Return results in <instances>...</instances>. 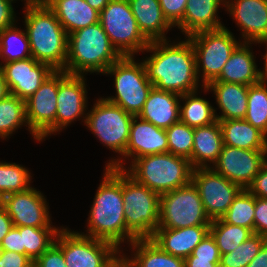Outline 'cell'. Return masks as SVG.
<instances>
[{
    "label": "cell",
    "mask_w": 267,
    "mask_h": 267,
    "mask_svg": "<svg viewBox=\"0 0 267 267\" xmlns=\"http://www.w3.org/2000/svg\"><path fill=\"white\" fill-rule=\"evenodd\" d=\"M31 56L30 43L25 30L12 25L0 31V59L5 63Z\"/></svg>",
    "instance_id": "1f68e13d"
},
{
    "label": "cell",
    "mask_w": 267,
    "mask_h": 267,
    "mask_svg": "<svg viewBox=\"0 0 267 267\" xmlns=\"http://www.w3.org/2000/svg\"><path fill=\"white\" fill-rule=\"evenodd\" d=\"M245 120L267 136V86L262 83L250 85Z\"/></svg>",
    "instance_id": "8d00e7d4"
},
{
    "label": "cell",
    "mask_w": 267,
    "mask_h": 267,
    "mask_svg": "<svg viewBox=\"0 0 267 267\" xmlns=\"http://www.w3.org/2000/svg\"><path fill=\"white\" fill-rule=\"evenodd\" d=\"M112 267H130L128 265V263L122 258L120 257Z\"/></svg>",
    "instance_id": "9f6ffc18"
},
{
    "label": "cell",
    "mask_w": 267,
    "mask_h": 267,
    "mask_svg": "<svg viewBox=\"0 0 267 267\" xmlns=\"http://www.w3.org/2000/svg\"><path fill=\"white\" fill-rule=\"evenodd\" d=\"M191 255L204 259H220L221 257L218 246L210 233L194 248Z\"/></svg>",
    "instance_id": "7bdbcfd3"
},
{
    "label": "cell",
    "mask_w": 267,
    "mask_h": 267,
    "mask_svg": "<svg viewBox=\"0 0 267 267\" xmlns=\"http://www.w3.org/2000/svg\"><path fill=\"white\" fill-rule=\"evenodd\" d=\"M267 242V237L254 233L237 248L220 257L219 267H246Z\"/></svg>",
    "instance_id": "f35d334b"
},
{
    "label": "cell",
    "mask_w": 267,
    "mask_h": 267,
    "mask_svg": "<svg viewBox=\"0 0 267 267\" xmlns=\"http://www.w3.org/2000/svg\"><path fill=\"white\" fill-rule=\"evenodd\" d=\"M254 233L267 237V199L255 197Z\"/></svg>",
    "instance_id": "ee69618b"
},
{
    "label": "cell",
    "mask_w": 267,
    "mask_h": 267,
    "mask_svg": "<svg viewBox=\"0 0 267 267\" xmlns=\"http://www.w3.org/2000/svg\"><path fill=\"white\" fill-rule=\"evenodd\" d=\"M223 146L219 121L194 128L192 156L189 159L193 168H207L214 164ZM209 164H208V163Z\"/></svg>",
    "instance_id": "4316f807"
},
{
    "label": "cell",
    "mask_w": 267,
    "mask_h": 267,
    "mask_svg": "<svg viewBox=\"0 0 267 267\" xmlns=\"http://www.w3.org/2000/svg\"><path fill=\"white\" fill-rule=\"evenodd\" d=\"M15 1V0H12ZM25 2V6H31V5H35L37 4V0H24Z\"/></svg>",
    "instance_id": "680465c9"
},
{
    "label": "cell",
    "mask_w": 267,
    "mask_h": 267,
    "mask_svg": "<svg viewBox=\"0 0 267 267\" xmlns=\"http://www.w3.org/2000/svg\"><path fill=\"white\" fill-rule=\"evenodd\" d=\"M92 8L101 12L108 4L110 0H85Z\"/></svg>",
    "instance_id": "11a10c76"
},
{
    "label": "cell",
    "mask_w": 267,
    "mask_h": 267,
    "mask_svg": "<svg viewBox=\"0 0 267 267\" xmlns=\"http://www.w3.org/2000/svg\"><path fill=\"white\" fill-rule=\"evenodd\" d=\"M226 11L242 30V42L267 40V0H225Z\"/></svg>",
    "instance_id": "d6986e66"
},
{
    "label": "cell",
    "mask_w": 267,
    "mask_h": 267,
    "mask_svg": "<svg viewBox=\"0 0 267 267\" xmlns=\"http://www.w3.org/2000/svg\"><path fill=\"white\" fill-rule=\"evenodd\" d=\"M211 221L220 219L243 188L216 173L211 167L194 168L192 181Z\"/></svg>",
    "instance_id": "4fadbf2b"
},
{
    "label": "cell",
    "mask_w": 267,
    "mask_h": 267,
    "mask_svg": "<svg viewBox=\"0 0 267 267\" xmlns=\"http://www.w3.org/2000/svg\"><path fill=\"white\" fill-rule=\"evenodd\" d=\"M223 145L245 150H267V136L245 119L218 120Z\"/></svg>",
    "instance_id": "f1b7e54d"
},
{
    "label": "cell",
    "mask_w": 267,
    "mask_h": 267,
    "mask_svg": "<svg viewBox=\"0 0 267 267\" xmlns=\"http://www.w3.org/2000/svg\"><path fill=\"white\" fill-rule=\"evenodd\" d=\"M252 43L241 42L230 55L219 77L215 81L254 85L259 83V70L255 63Z\"/></svg>",
    "instance_id": "d4e9b609"
},
{
    "label": "cell",
    "mask_w": 267,
    "mask_h": 267,
    "mask_svg": "<svg viewBox=\"0 0 267 267\" xmlns=\"http://www.w3.org/2000/svg\"><path fill=\"white\" fill-rule=\"evenodd\" d=\"M121 57L98 22L68 34L67 59L63 71L69 75L104 73Z\"/></svg>",
    "instance_id": "5b68a950"
},
{
    "label": "cell",
    "mask_w": 267,
    "mask_h": 267,
    "mask_svg": "<svg viewBox=\"0 0 267 267\" xmlns=\"http://www.w3.org/2000/svg\"><path fill=\"white\" fill-rule=\"evenodd\" d=\"M187 0H159L164 17L176 27L183 19Z\"/></svg>",
    "instance_id": "60d3db41"
},
{
    "label": "cell",
    "mask_w": 267,
    "mask_h": 267,
    "mask_svg": "<svg viewBox=\"0 0 267 267\" xmlns=\"http://www.w3.org/2000/svg\"><path fill=\"white\" fill-rule=\"evenodd\" d=\"M185 39L176 44L152 41L144 50L152 53L143 64L154 88L178 95L198 91L195 51L191 41Z\"/></svg>",
    "instance_id": "6da1fadb"
},
{
    "label": "cell",
    "mask_w": 267,
    "mask_h": 267,
    "mask_svg": "<svg viewBox=\"0 0 267 267\" xmlns=\"http://www.w3.org/2000/svg\"><path fill=\"white\" fill-rule=\"evenodd\" d=\"M103 74L114 75L115 96L105 98L127 113L138 116L149 92L154 87L147 78L143 62H135L134 56H124L112 64Z\"/></svg>",
    "instance_id": "52a82bcc"
},
{
    "label": "cell",
    "mask_w": 267,
    "mask_h": 267,
    "mask_svg": "<svg viewBox=\"0 0 267 267\" xmlns=\"http://www.w3.org/2000/svg\"><path fill=\"white\" fill-rule=\"evenodd\" d=\"M225 0H187L182 21L177 25L187 37L203 30L225 27L216 15Z\"/></svg>",
    "instance_id": "cb8c5ba5"
},
{
    "label": "cell",
    "mask_w": 267,
    "mask_h": 267,
    "mask_svg": "<svg viewBox=\"0 0 267 267\" xmlns=\"http://www.w3.org/2000/svg\"><path fill=\"white\" fill-rule=\"evenodd\" d=\"M3 203H4V196L0 193V208L3 207Z\"/></svg>",
    "instance_id": "91938a15"
},
{
    "label": "cell",
    "mask_w": 267,
    "mask_h": 267,
    "mask_svg": "<svg viewBox=\"0 0 267 267\" xmlns=\"http://www.w3.org/2000/svg\"><path fill=\"white\" fill-rule=\"evenodd\" d=\"M123 163L120 158L111 159L106 167L124 170L137 183L159 195L187 186L192 181L194 168L190 160L170 152L139 157L128 169Z\"/></svg>",
    "instance_id": "3957f363"
},
{
    "label": "cell",
    "mask_w": 267,
    "mask_h": 267,
    "mask_svg": "<svg viewBox=\"0 0 267 267\" xmlns=\"http://www.w3.org/2000/svg\"><path fill=\"white\" fill-rule=\"evenodd\" d=\"M57 94L58 71H54L25 100L28 129L36 141H42L48 135L56 133Z\"/></svg>",
    "instance_id": "5bb4252c"
},
{
    "label": "cell",
    "mask_w": 267,
    "mask_h": 267,
    "mask_svg": "<svg viewBox=\"0 0 267 267\" xmlns=\"http://www.w3.org/2000/svg\"><path fill=\"white\" fill-rule=\"evenodd\" d=\"M33 267H67L63 251L53 243L41 256L34 261Z\"/></svg>",
    "instance_id": "b9f144b4"
},
{
    "label": "cell",
    "mask_w": 267,
    "mask_h": 267,
    "mask_svg": "<svg viewBox=\"0 0 267 267\" xmlns=\"http://www.w3.org/2000/svg\"><path fill=\"white\" fill-rule=\"evenodd\" d=\"M180 98L181 95L153 87L138 117L167 129L180 121Z\"/></svg>",
    "instance_id": "7402d4cb"
},
{
    "label": "cell",
    "mask_w": 267,
    "mask_h": 267,
    "mask_svg": "<svg viewBox=\"0 0 267 267\" xmlns=\"http://www.w3.org/2000/svg\"><path fill=\"white\" fill-rule=\"evenodd\" d=\"M130 248L135 251L131 259L121 255L130 267H185V259L163 251L150 238L135 239Z\"/></svg>",
    "instance_id": "f546056e"
},
{
    "label": "cell",
    "mask_w": 267,
    "mask_h": 267,
    "mask_svg": "<svg viewBox=\"0 0 267 267\" xmlns=\"http://www.w3.org/2000/svg\"><path fill=\"white\" fill-rule=\"evenodd\" d=\"M54 243L63 251L67 267H112L122 252L111 242L64 227L58 231Z\"/></svg>",
    "instance_id": "9c48e42d"
},
{
    "label": "cell",
    "mask_w": 267,
    "mask_h": 267,
    "mask_svg": "<svg viewBox=\"0 0 267 267\" xmlns=\"http://www.w3.org/2000/svg\"><path fill=\"white\" fill-rule=\"evenodd\" d=\"M260 44H266L267 46V40L266 41H262V42H259ZM263 59L265 60L264 62V70H259V81L260 83L262 84H265L267 85V51L265 53V55L263 56Z\"/></svg>",
    "instance_id": "db71d44e"
},
{
    "label": "cell",
    "mask_w": 267,
    "mask_h": 267,
    "mask_svg": "<svg viewBox=\"0 0 267 267\" xmlns=\"http://www.w3.org/2000/svg\"><path fill=\"white\" fill-rule=\"evenodd\" d=\"M12 220L4 207L0 208V243L13 227Z\"/></svg>",
    "instance_id": "f907efd6"
},
{
    "label": "cell",
    "mask_w": 267,
    "mask_h": 267,
    "mask_svg": "<svg viewBox=\"0 0 267 267\" xmlns=\"http://www.w3.org/2000/svg\"><path fill=\"white\" fill-rule=\"evenodd\" d=\"M24 8L31 56L38 62L50 65L55 71H63L68 42L65 29L49 7L35 4Z\"/></svg>",
    "instance_id": "277c9868"
},
{
    "label": "cell",
    "mask_w": 267,
    "mask_h": 267,
    "mask_svg": "<svg viewBox=\"0 0 267 267\" xmlns=\"http://www.w3.org/2000/svg\"><path fill=\"white\" fill-rule=\"evenodd\" d=\"M266 162L267 150H245L223 145L218 160L210 167L247 189Z\"/></svg>",
    "instance_id": "9a60e30c"
},
{
    "label": "cell",
    "mask_w": 267,
    "mask_h": 267,
    "mask_svg": "<svg viewBox=\"0 0 267 267\" xmlns=\"http://www.w3.org/2000/svg\"><path fill=\"white\" fill-rule=\"evenodd\" d=\"M210 225L180 229L157 228L150 238L163 251L185 259L209 233Z\"/></svg>",
    "instance_id": "44dd1931"
},
{
    "label": "cell",
    "mask_w": 267,
    "mask_h": 267,
    "mask_svg": "<svg viewBox=\"0 0 267 267\" xmlns=\"http://www.w3.org/2000/svg\"><path fill=\"white\" fill-rule=\"evenodd\" d=\"M99 22L122 57L144 52L150 43L140 32L128 0H110Z\"/></svg>",
    "instance_id": "30bf717a"
},
{
    "label": "cell",
    "mask_w": 267,
    "mask_h": 267,
    "mask_svg": "<svg viewBox=\"0 0 267 267\" xmlns=\"http://www.w3.org/2000/svg\"><path fill=\"white\" fill-rule=\"evenodd\" d=\"M123 204L122 170L106 167L89 212L87 234H81L111 242L120 249L126 241Z\"/></svg>",
    "instance_id": "7a4b0ae2"
},
{
    "label": "cell",
    "mask_w": 267,
    "mask_h": 267,
    "mask_svg": "<svg viewBox=\"0 0 267 267\" xmlns=\"http://www.w3.org/2000/svg\"><path fill=\"white\" fill-rule=\"evenodd\" d=\"M255 196L243 189L221 219L231 225L249 228L254 232Z\"/></svg>",
    "instance_id": "d590c367"
},
{
    "label": "cell",
    "mask_w": 267,
    "mask_h": 267,
    "mask_svg": "<svg viewBox=\"0 0 267 267\" xmlns=\"http://www.w3.org/2000/svg\"><path fill=\"white\" fill-rule=\"evenodd\" d=\"M12 2V0H0V31L16 22Z\"/></svg>",
    "instance_id": "c3c4849f"
},
{
    "label": "cell",
    "mask_w": 267,
    "mask_h": 267,
    "mask_svg": "<svg viewBox=\"0 0 267 267\" xmlns=\"http://www.w3.org/2000/svg\"><path fill=\"white\" fill-rule=\"evenodd\" d=\"M168 152V139L165 129L134 116L129 133L125 158L131 163L142 156Z\"/></svg>",
    "instance_id": "ffe728a7"
},
{
    "label": "cell",
    "mask_w": 267,
    "mask_h": 267,
    "mask_svg": "<svg viewBox=\"0 0 267 267\" xmlns=\"http://www.w3.org/2000/svg\"><path fill=\"white\" fill-rule=\"evenodd\" d=\"M10 94L3 72L0 69V100L6 98Z\"/></svg>",
    "instance_id": "f5cc1de1"
},
{
    "label": "cell",
    "mask_w": 267,
    "mask_h": 267,
    "mask_svg": "<svg viewBox=\"0 0 267 267\" xmlns=\"http://www.w3.org/2000/svg\"><path fill=\"white\" fill-rule=\"evenodd\" d=\"M199 192L191 182L187 186L160 195L159 227L180 229L210 225Z\"/></svg>",
    "instance_id": "7c38bea8"
},
{
    "label": "cell",
    "mask_w": 267,
    "mask_h": 267,
    "mask_svg": "<svg viewBox=\"0 0 267 267\" xmlns=\"http://www.w3.org/2000/svg\"><path fill=\"white\" fill-rule=\"evenodd\" d=\"M193 45L196 56V73L202 75V87L215 81L232 52L241 43L226 27L216 30H203L187 36ZM200 71L202 74L200 75Z\"/></svg>",
    "instance_id": "ba28073f"
},
{
    "label": "cell",
    "mask_w": 267,
    "mask_h": 267,
    "mask_svg": "<svg viewBox=\"0 0 267 267\" xmlns=\"http://www.w3.org/2000/svg\"><path fill=\"white\" fill-rule=\"evenodd\" d=\"M220 259H204L189 255L185 258V267H219Z\"/></svg>",
    "instance_id": "681fc988"
},
{
    "label": "cell",
    "mask_w": 267,
    "mask_h": 267,
    "mask_svg": "<svg viewBox=\"0 0 267 267\" xmlns=\"http://www.w3.org/2000/svg\"><path fill=\"white\" fill-rule=\"evenodd\" d=\"M133 118L121 107L100 98L86 114L85 125L104 146L125 157Z\"/></svg>",
    "instance_id": "8fae6325"
},
{
    "label": "cell",
    "mask_w": 267,
    "mask_h": 267,
    "mask_svg": "<svg viewBox=\"0 0 267 267\" xmlns=\"http://www.w3.org/2000/svg\"><path fill=\"white\" fill-rule=\"evenodd\" d=\"M40 191L34 187L4 197L3 207L15 227H53L49 207Z\"/></svg>",
    "instance_id": "e0dca14e"
},
{
    "label": "cell",
    "mask_w": 267,
    "mask_h": 267,
    "mask_svg": "<svg viewBox=\"0 0 267 267\" xmlns=\"http://www.w3.org/2000/svg\"><path fill=\"white\" fill-rule=\"evenodd\" d=\"M247 190L255 197L267 199V162L255 176Z\"/></svg>",
    "instance_id": "7dc6e473"
},
{
    "label": "cell",
    "mask_w": 267,
    "mask_h": 267,
    "mask_svg": "<svg viewBox=\"0 0 267 267\" xmlns=\"http://www.w3.org/2000/svg\"><path fill=\"white\" fill-rule=\"evenodd\" d=\"M209 233L214 238L220 255L230 253L254 234L249 228L228 224L221 218L211 222Z\"/></svg>",
    "instance_id": "d6a6232c"
},
{
    "label": "cell",
    "mask_w": 267,
    "mask_h": 267,
    "mask_svg": "<svg viewBox=\"0 0 267 267\" xmlns=\"http://www.w3.org/2000/svg\"><path fill=\"white\" fill-rule=\"evenodd\" d=\"M1 248L5 251H14L16 253L25 254L20 227H12L8 234L3 238Z\"/></svg>",
    "instance_id": "bcb514c9"
},
{
    "label": "cell",
    "mask_w": 267,
    "mask_h": 267,
    "mask_svg": "<svg viewBox=\"0 0 267 267\" xmlns=\"http://www.w3.org/2000/svg\"><path fill=\"white\" fill-rule=\"evenodd\" d=\"M84 79V75H69L66 71H58L56 132L64 130L69 123L80 117L84 118L85 123L88 92Z\"/></svg>",
    "instance_id": "2e32d148"
},
{
    "label": "cell",
    "mask_w": 267,
    "mask_h": 267,
    "mask_svg": "<svg viewBox=\"0 0 267 267\" xmlns=\"http://www.w3.org/2000/svg\"><path fill=\"white\" fill-rule=\"evenodd\" d=\"M32 261L27 255L14 251L0 252V267H33Z\"/></svg>",
    "instance_id": "f6af8a7d"
},
{
    "label": "cell",
    "mask_w": 267,
    "mask_h": 267,
    "mask_svg": "<svg viewBox=\"0 0 267 267\" xmlns=\"http://www.w3.org/2000/svg\"><path fill=\"white\" fill-rule=\"evenodd\" d=\"M122 197L129 245L135 239L151 238L159 227L160 195L122 170Z\"/></svg>",
    "instance_id": "8992f818"
},
{
    "label": "cell",
    "mask_w": 267,
    "mask_h": 267,
    "mask_svg": "<svg viewBox=\"0 0 267 267\" xmlns=\"http://www.w3.org/2000/svg\"><path fill=\"white\" fill-rule=\"evenodd\" d=\"M128 2L140 32L149 42L167 40L165 31L168 32L173 26L164 17L159 0Z\"/></svg>",
    "instance_id": "484cf974"
},
{
    "label": "cell",
    "mask_w": 267,
    "mask_h": 267,
    "mask_svg": "<svg viewBox=\"0 0 267 267\" xmlns=\"http://www.w3.org/2000/svg\"><path fill=\"white\" fill-rule=\"evenodd\" d=\"M61 228L20 226L25 255L32 261L38 259L54 242Z\"/></svg>",
    "instance_id": "e575fe53"
},
{
    "label": "cell",
    "mask_w": 267,
    "mask_h": 267,
    "mask_svg": "<svg viewBox=\"0 0 267 267\" xmlns=\"http://www.w3.org/2000/svg\"><path fill=\"white\" fill-rule=\"evenodd\" d=\"M205 88L213 91L221 115H215L217 120L244 119L248 106V85L212 81Z\"/></svg>",
    "instance_id": "603a6c76"
},
{
    "label": "cell",
    "mask_w": 267,
    "mask_h": 267,
    "mask_svg": "<svg viewBox=\"0 0 267 267\" xmlns=\"http://www.w3.org/2000/svg\"><path fill=\"white\" fill-rule=\"evenodd\" d=\"M246 267H267V242Z\"/></svg>",
    "instance_id": "816d5d0a"
},
{
    "label": "cell",
    "mask_w": 267,
    "mask_h": 267,
    "mask_svg": "<svg viewBox=\"0 0 267 267\" xmlns=\"http://www.w3.org/2000/svg\"><path fill=\"white\" fill-rule=\"evenodd\" d=\"M49 8L54 12L67 35L99 22L100 12L85 0H56Z\"/></svg>",
    "instance_id": "83f0119b"
},
{
    "label": "cell",
    "mask_w": 267,
    "mask_h": 267,
    "mask_svg": "<svg viewBox=\"0 0 267 267\" xmlns=\"http://www.w3.org/2000/svg\"><path fill=\"white\" fill-rule=\"evenodd\" d=\"M56 0H37V4L50 7Z\"/></svg>",
    "instance_id": "6f0895ef"
},
{
    "label": "cell",
    "mask_w": 267,
    "mask_h": 267,
    "mask_svg": "<svg viewBox=\"0 0 267 267\" xmlns=\"http://www.w3.org/2000/svg\"><path fill=\"white\" fill-rule=\"evenodd\" d=\"M197 91L181 95L180 101H185L180 105V122L189 127H201L214 123L217 112L214 107L202 97L197 96Z\"/></svg>",
    "instance_id": "4dcf8cb0"
},
{
    "label": "cell",
    "mask_w": 267,
    "mask_h": 267,
    "mask_svg": "<svg viewBox=\"0 0 267 267\" xmlns=\"http://www.w3.org/2000/svg\"><path fill=\"white\" fill-rule=\"evenodd\" d=\"M165 131L168 139V152L189 160L192 156L194 128L179 121Z\"/></svg>",
    "instance_id": "ab89813d"
},
{
    "label": "cell",
    "mask_w": 267,
    "mask_h": 267,
    "mask_svg": "<svg viewBox=\"0 0 267 267\" xmlns=\"http://www.w3.org/2000/svg\"><path fill=\"white\" fill-rule=\"evenodd\" d=\"M28 127L25 101L9 94L0 100V138H7L20 126Z\"/></svg>",
    "instance_id": "836d02e7"
},
{
    "label": "cell",
    "mask_w": 267,
    "mask_h": 267,
    "mask_svg": "<svg viewBox=\"0 0 267 267\" xmlns=\"http://www.w3.org/2000/svg\"><path fill=\"white\" fill-rule=\"evenodd\" d=\"M30 171L16 163L0 162V193L6 195L24 192L32 186Z\"/></svg>",
    "instance_id": "74e56055"
},
{
    "label": "cell",
    "mask_w": 267,
    "mask_h": 267,
    "mask_svg": "<svg viewBox=\"0 0 267 267\" xmlns=\"http://www.w3.org/2000/svg\"><path fill=\"white\" fill-rule=\"evenodd\" d=\"M2 63H0V69L10 94L24 101L32 96L55 71L50 65L38 62L33 57L9 63L2 61Z\"/></svg>",
    "instance_id": "ac0fdd59"
}]
</instances>
